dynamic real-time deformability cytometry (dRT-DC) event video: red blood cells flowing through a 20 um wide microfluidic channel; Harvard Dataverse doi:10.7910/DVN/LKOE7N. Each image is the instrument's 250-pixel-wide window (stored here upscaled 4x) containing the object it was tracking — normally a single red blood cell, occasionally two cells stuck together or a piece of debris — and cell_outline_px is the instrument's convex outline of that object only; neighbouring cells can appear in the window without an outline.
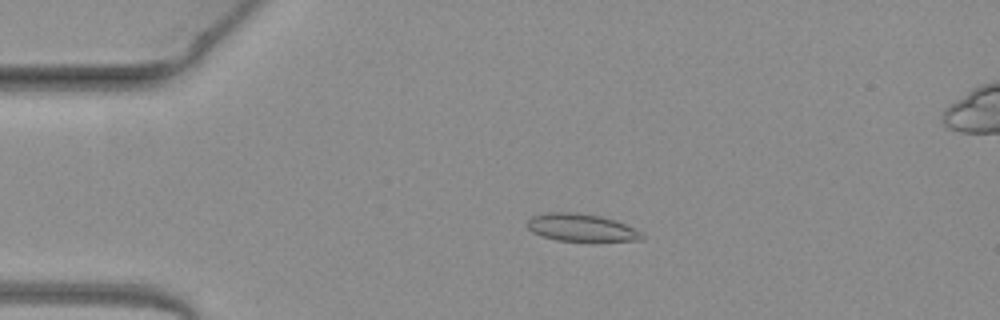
{"species": "common noctule bat (a hibernating species)", "species_latin": "Nyctalus noctula", "temperature_condition": "warm", "stored_images_in_passage": 50, "camera_frame_rate_fps": 3000, "um_per_image_px": 0.085, "animal": {"sex": "female", "body_mass_g": 19.3, "forearm_length_mm": 54.1}, "frame": {"image": 1, "passage_image": 11, "time_ms": 3.333, "image_size_px": [1000, 320], "cell_outline_px": [[644, 236], [640, 240], [592, 244], [556, 240], [540, 236], [532, 232], [528, 228], [528, 220], [532, 216], [548, 212], [572, 212], [600, 216], [624, 224], [640, 232]], "centroid_in_image_um": [49.41, 19.41], "position_along_channel_um": 35.6, "area_um2": 19.07}}
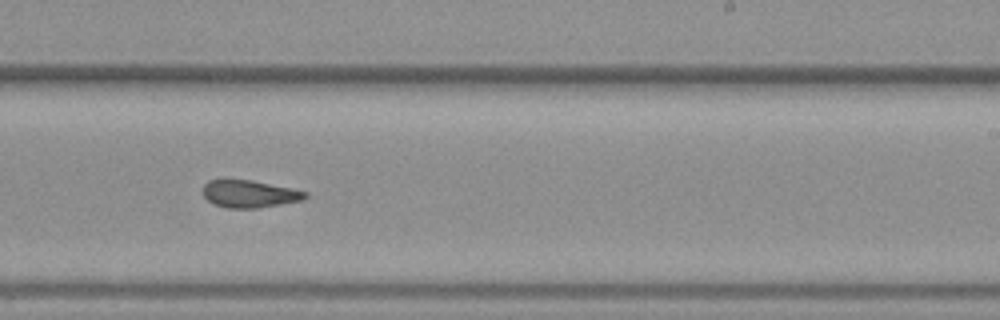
{"frame": {"image": 2, "passage_image": 31, "time_ms": 10.0, "image_size_px": [1000, 320], "cell_outline_px": [[308, 196], [304, 200], [256, 208], [228, 208], [212, 204], [204, 196], [204, 184], [208, 180], [252, 180], [292, 188], [308, 192]], "centroid_in_image_um": [21.23, 16.48], "position_along_channel_um": 267.8, "area_um2": 16.3}}
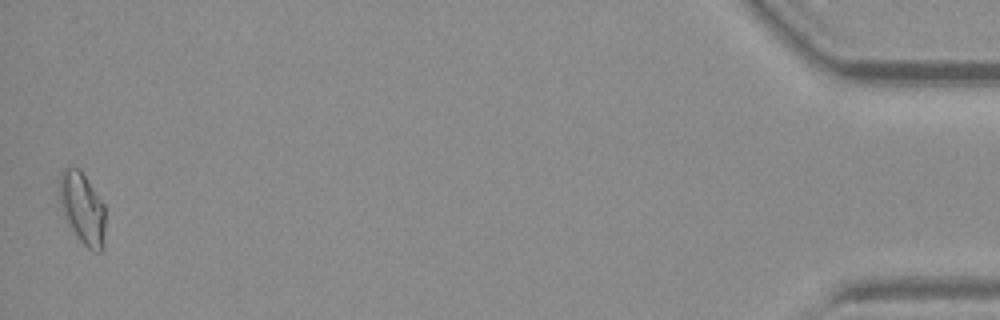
{"frame": {"image": 3, "passage_image": 50, "time_ms": 16.333, "image_size_px": [1000, 320], "cell_outline_px": [[104, 248], [100, 252], [92, 252], [76, 236], [60, 204], [60, 172], [64, 168], [80, 168], [104, 204]], "centroid_in_image_um": [7.03, 17.71], "position_along_channel_um": 428.2, "area_um2": 18.84}, "authors_computed_cell_mechanics": {"area_um2": 17.3111, "velocity_mm_per_s": 4.0706, "shape_relaxation_time_tau1_ms": null, "shape_relaxation_time_tau2_ms": 1.8996, "deformation_change_tau1": null, "deformation_change_tau2": 0.084}}